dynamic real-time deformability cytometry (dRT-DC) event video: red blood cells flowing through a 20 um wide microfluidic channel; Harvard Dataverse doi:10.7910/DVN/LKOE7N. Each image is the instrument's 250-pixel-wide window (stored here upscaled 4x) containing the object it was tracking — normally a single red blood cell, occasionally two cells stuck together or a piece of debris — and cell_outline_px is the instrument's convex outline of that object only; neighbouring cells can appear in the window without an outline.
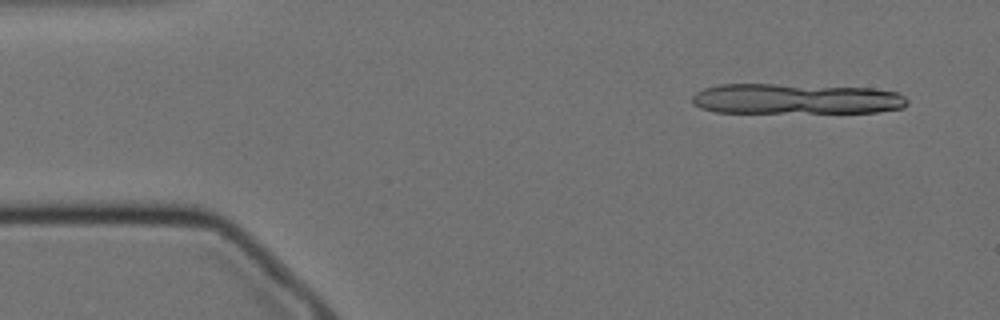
{"species": "Egyptian fruit bat (a non-hibernating species)", "species_latin": "Rousettus aegyptiacus", "temperature_condition": "cold", "stored_images_in_passage": 10, "camera_frame_rate_fps": 3000, "um_per_image_px": 0.085, "animal": {"sex": "female"}, "frame": {"image": 1, "passage_image": 4, "time_ms": 1.0, "image_size_px": [1000, 320], "cell_outline_px": [[908, 104], [904, 108], [876, 112], [716, 112], [700, 108], [692, 104], [692, 96], [696, 92], [704, 88], [720, 84], [772, 84], [872, 88], [896, 92], [904, 96], [908, 100]], "centroid_in_image_um": [67.65, 8.4], "position_along_channel_um": 17.4, "area_um2": 38.21}}